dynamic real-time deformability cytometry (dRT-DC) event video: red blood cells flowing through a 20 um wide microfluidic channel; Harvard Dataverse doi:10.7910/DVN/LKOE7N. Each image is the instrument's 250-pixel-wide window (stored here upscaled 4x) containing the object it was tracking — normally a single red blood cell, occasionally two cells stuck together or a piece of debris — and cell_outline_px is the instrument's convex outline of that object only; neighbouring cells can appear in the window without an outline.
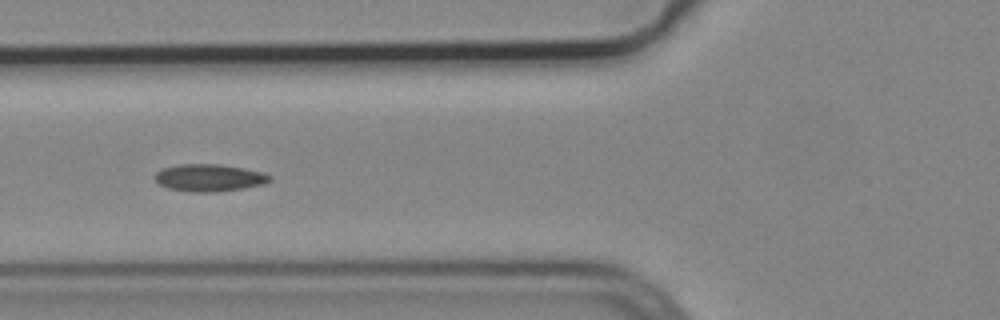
{"species": "common noctule bat (a hibernating species)", "species_latin": "Nyctalus noctula", "temperature_condition": "cold", "stored_images_in_passage": 7, "camera_frame_rate_fps": 3000, "um_per_image_px": 0.085, "animal": {"sex": "male", "body_mass_g": 19.2, "forearm_length_mm": 51.8}, "frame": {"image": 1, "passage_image": 5, "time_ms": 1.333, "image_size_px": [1000, 320], "cell_outline_px": [[272, 180], [264, 184], [244, 188], [216, 192], [192, 192], [168, 188], [160, 184], [152, 176], [160, 168], [180, 164], [220, 164], [244, 168], [264, 172], [272, 176]], "centroid_in_image_um": [17.79, 15.1], "position_along_channel_um": 108.0, "area_um2": 18.5}}
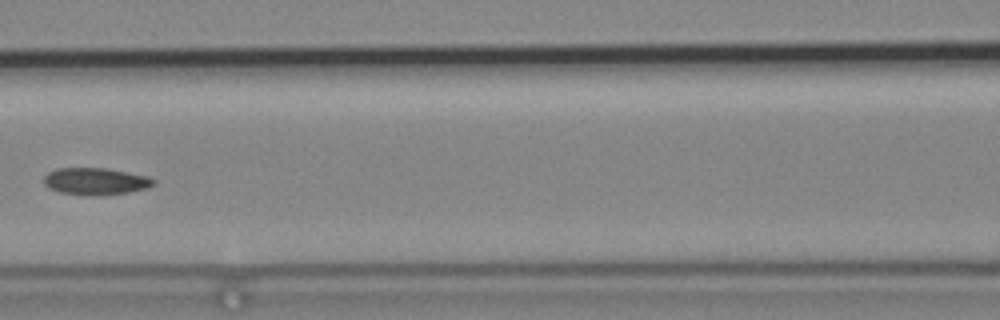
{"frame": {"image": 2, "passage_image": 6, "time_ms": 1.667, "image_size_px": [1000, 320], "cell_outline_px": [[156, 184], [148, 188], [128, 192], [100, 196], [84, 196], [60, 192], [48, 188], [44, 184], [44, 176], [48, 172], [56, 168], [104, 168], [148, 176], [156, 180]], "centroid_in_image_um": [8.12, 15.42], "position_along_channel_um": 158.5, "area_um2": 17.51}}
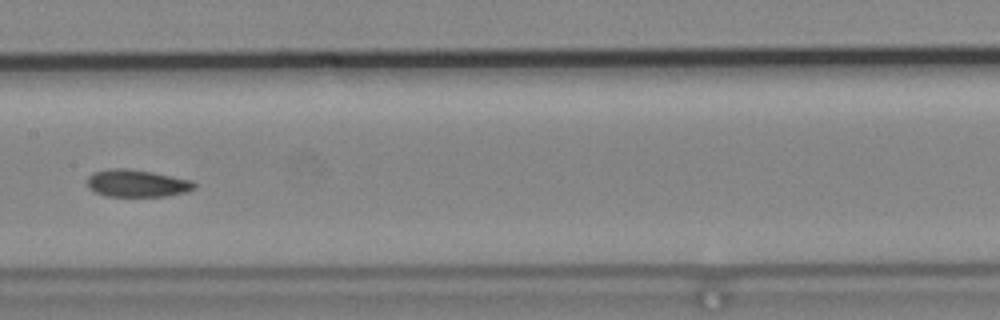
{"frame": {"image": 3, "passage_image": 7, "time_ms": 2.0, "image_size_px": [1000, 320], "cell_outline_px": [[196, 188], [188, 192], [164, 196], [104, 196], [88, 188], [88, 176], [92, 172], [108, 168], [128, 168], [152, 172], [192, 180], [196, 184]], "centroid_in_image_um": [11.64, 15.57], "position_along_channel_um": 195.8, "area_um2": 17.22}}